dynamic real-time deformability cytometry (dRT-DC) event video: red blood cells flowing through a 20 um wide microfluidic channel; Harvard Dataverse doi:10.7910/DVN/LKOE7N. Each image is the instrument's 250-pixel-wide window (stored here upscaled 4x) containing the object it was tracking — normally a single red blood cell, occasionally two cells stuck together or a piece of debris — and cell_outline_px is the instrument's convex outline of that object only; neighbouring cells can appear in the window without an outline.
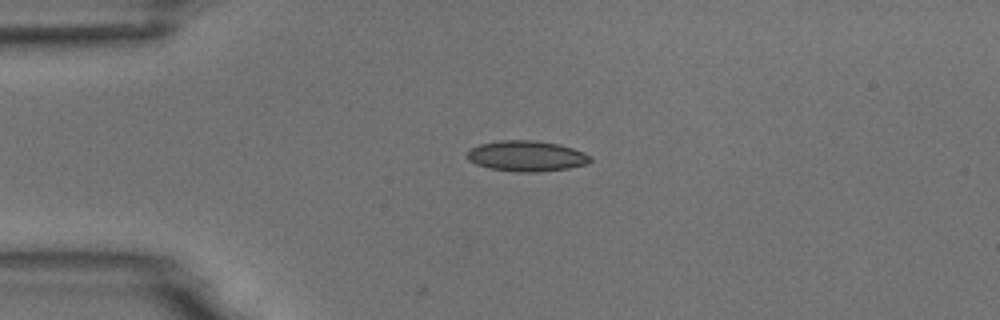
{"species": "common noctule bat (a hibernating species)", "species_latin": "Nyctalus noctula", "temperature_condition": "room temperature", "stored_images_in_passage": 36, "camera_frame_rate_fps": 3000, "um_per_image_px": 0.085, "animal": {"sex": "male", "body_mass_g": 18.8}, "frame": {"image": 1, "passage_image": 1, "time_ms": 0.0, "image_size_px": [1000, 320], "cell_outline_px": [[592, 160], [584, 164], [568, 168], [536, 172], [520, 172], [488, 168], [476, 164], [468, 160], [464, 156], [472, 148], [480, 144], [500, 140], [536, 140], [560, 144], [584, 152], [592, 156]], "centroid_in_image_um": [44.74, 13.25], "position_along_channel_um": 40.3, "area_um2": 22.02}}
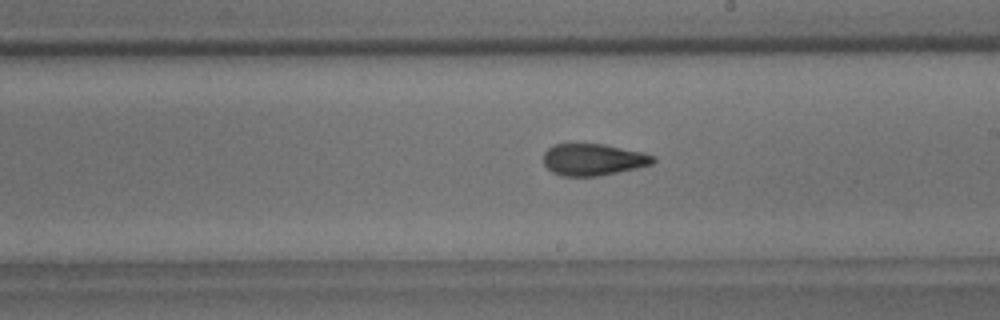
{"frame": {"image": 2, "passage_image": 19, "time_ms": 6.0, "image_size_px": [1000, 320], "cell_outline_px": [[656, 160], [652, 164], [636, 168], [596, 176], [560, 176], [552, 172], [544, 164], [544, 152], [552, 144], [604, 144], [640, 152], [656, 156]], "centroid_in_image_um": [50.4, 13.56], "position_along_channel_um": 238.6, "area_um2": 20.17}}
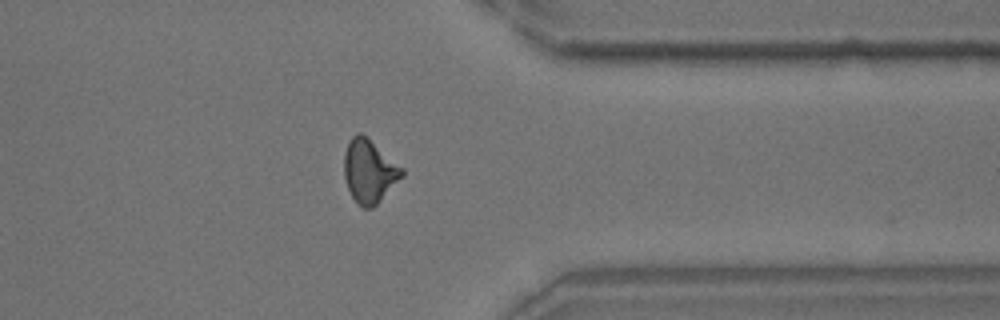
{"frame": {"image": 3, "passage_image": 31, "time_ms": 10.0, "image_size_px": [1000, 320], "cell_outline_px": [[404, 176], [372, 208], [360, 208], [356, 204], [348, 188], [344, 176], [344, 152], [352, 136], [356, 132], [360, 132], [404, 168]], "centroid_in_image_um": [31.38, 14.57], "position_along_channel_um": 380.0, "area_um2": 21.27}, "authors_computed_cell_mechanics": {"area_um2": 20.808, "velocity_mm_per_s": 3.7334, "shape_relaxation_time_tau1_ms": 7.2842, "shape_relaxation_time_tau2_ms": 2.38, "deformation_change_tau1": 0.1786, "deformation_change_tau2": 0.1005}}